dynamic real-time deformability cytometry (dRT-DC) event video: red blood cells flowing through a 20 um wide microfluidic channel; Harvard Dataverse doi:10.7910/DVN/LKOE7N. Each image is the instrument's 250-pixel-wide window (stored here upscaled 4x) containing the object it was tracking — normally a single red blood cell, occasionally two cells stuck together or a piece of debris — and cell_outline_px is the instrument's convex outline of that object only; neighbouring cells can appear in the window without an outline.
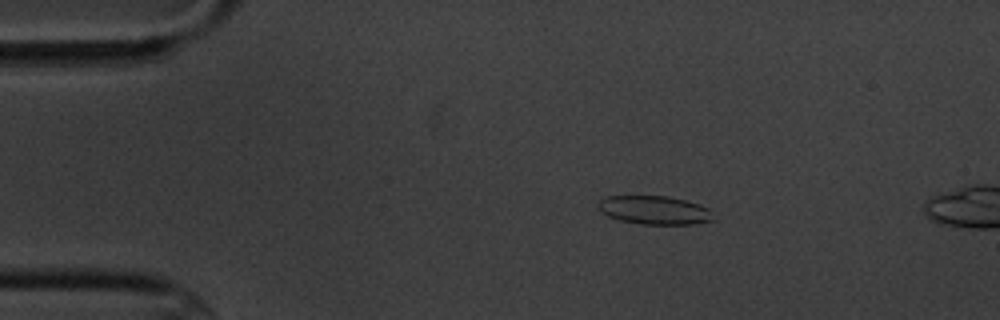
{"species": "common noctule bat (a hibernating species)", "species_latin": "Nyctalus noctula", "temperature_condition": "cold", "stored_images_in_passage": 6, "camera_frame_rate_fps": 3000, "um_per_image_px": 0.085, "animal": {"sex": "male", "body_mass_g": 20.1, "forearm_length_mm": 53.5}, "frame": {"image": 1, "passage_image": 4, "time_ms": 3.333, "image_size_px": [1000, 320], "cell_outline_px": [[716, 220], [696, 224], [640, 224], [620, 220], [608, 216], [600, 212], [596, 208], [596, 204], [604, 196], [668, 196], [700, 204], [708, 208]], "centroid_in_image_um": [55.61, 17.86], "position_along_channel_um": 29.4, "area_um2": 19.42}}